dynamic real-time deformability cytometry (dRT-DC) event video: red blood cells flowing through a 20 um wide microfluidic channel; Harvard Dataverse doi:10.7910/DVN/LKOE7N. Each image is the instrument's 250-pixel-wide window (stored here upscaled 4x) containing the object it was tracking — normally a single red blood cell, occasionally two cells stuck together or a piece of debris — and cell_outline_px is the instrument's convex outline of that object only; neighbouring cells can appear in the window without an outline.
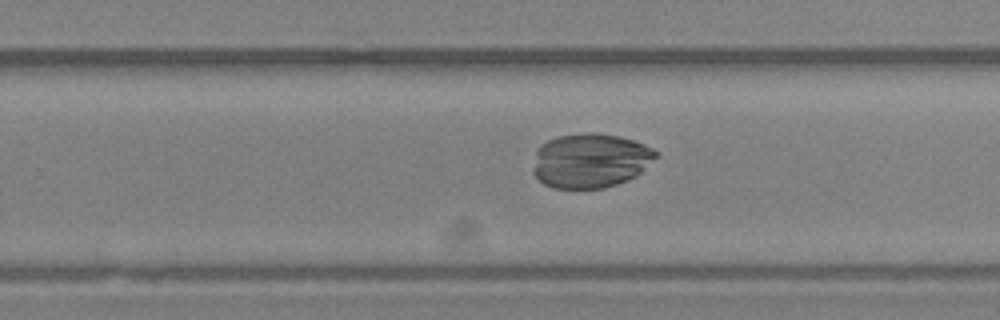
{"species": "Egyptian fruit bat (a non-hibernating species)", "species_latin": "Rousettus aegyptiacus", "temperature_condition": "room temperature", "stored_images_in_passage": 33, "camera_frame_rate_fps": 3000, "um_per_image_px": 0.085, "animal": {"sex": "female"}, "frame": {"image": 1, "passage_image": 19, "time_ms": 6.0, "image_size_px": [1000, 320], "cell_outline_px": [[656, 156], [636, 176], [628, 180], [604, 188], [552, 188], [544, 184], [532, 172], [532, 168], [536, 152], [540, 144], [556, 136], [584, 132], [596, 132], [620, 136], [644, 144], [652, 148], [656, 152]], "centroid_in_image_um": [50.14, 13.64], "position_along_channel_um": 279.7, "area_um2": 39.07}}